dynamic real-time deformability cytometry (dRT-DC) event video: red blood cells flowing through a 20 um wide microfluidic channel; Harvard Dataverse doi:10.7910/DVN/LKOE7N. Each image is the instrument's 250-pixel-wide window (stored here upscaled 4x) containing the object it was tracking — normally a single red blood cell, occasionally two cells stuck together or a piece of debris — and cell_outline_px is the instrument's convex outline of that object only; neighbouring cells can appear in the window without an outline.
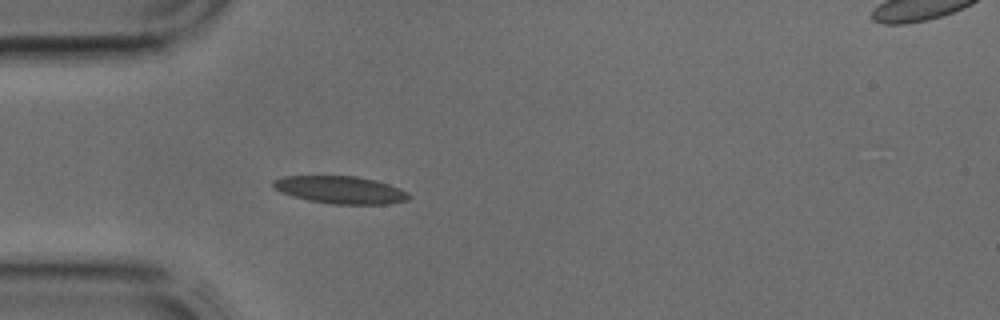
{"species": "common noctule bat (a hibernating species)", "species_latin": "Nyctalus noctula", "temperature_condition": "cold", "stored_images_in_passage": 4, "segment_of_instrument_passage": [1, 2], "camera_frame_rate_fps": 3000, "um_per_image_px": 0.085, "animal": {"sex": "male", "body_mass_g": 17.9, "forearm_length_mm": 54.2}, "frame": {"image": 1, "passage_image": 3, "time_ms": 0.667, "image_size_px": [1000, 320], "cell_outline_px": [[412, 196], [408, 200], [388, 204], [332, 204], [308, 200], [280, 192], [272, 184], [272, 180], [284, 176], [356, 176], [376, 180], [400, 188], [408, 192]], "centroid_in_image_um": [28.97, 16.14], "position_along_channel_um": 56.0, "area_um2": 21.79}}